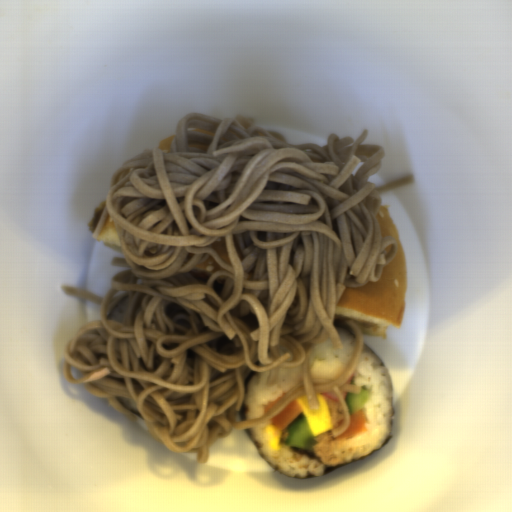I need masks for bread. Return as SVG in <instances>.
<instances>
[{"label":"bread","instance_id":"8d2b1439","mask_svg":"<svg viewBox=\"0 0 512 512\" xmlns=\"http://www.w3.org/2000/svg\"><path fill=\"white\" fill-rule=\"evenodd\" d=\"M376 217L382 238L391 236L395 239L397 254L383 267L377 282L345 288L335 308L333 324L342 327L343 322L354 321L362 336L386 338L388 328H400L403 323L406 264L401 239L389 210L381 204Z\"/></svg>","mask_w":512,"mask_h":512},{"label":"bread","instance_id":"cb027b5d","mask_svg":"<svg viewBox=\"0 0 512 512\" xmlns=\"http://www.w3.org/2000/svg\"><path fill=\"white\" fill-rule=\"evenodd\" d=\"M96 241L122 254L120 237L110 215L108 216Z\"/></svg>","mask_w":512,"mask_h":512},{"label":"bread","instance_id":"b6be36c0","mask_svg":"<svg viewBox=\"0 0 512 512\" xmlns=\"http://www.w3.org/2000/svg\"><path fill=\"white\" fill-rule=\"evenodd\" d=\"M218 270L225 269L215 258L209 255L205 261L194 266L188 273L192 274L195 278L201 279L206 284L208 278Z\"/></svg>","mask_w":512,"mask_h":512},{"label":"bread","instance_id":"2504dc21","mask_svg":"<svg viewBox=\"0 0 512 512\" xmlns=\"http://www.w3.org/2000/svg\"><path fill=\"white\" fill-rule=\"evenodd\" d=\"M211 248L219 255L222 262L231 266V261L226 249V242H225V236H221L220 240L218 242H214L210 244Z\"/></svg>","mask_w":512,"mask_h":512},{"label":"bread","instance_id":"c6332bfd","mask_svg":"<svg viewBox=\"0 0 512 512\" xmlns=\"http://www.w3.org/2000/svg\"><path fill=\"white\" fill-rule=\"evenodd\" d=\"M175 134L170 135L166 139L157 144L155 148H161L165 153H170L171 143Z\"/></svg>","mask_w":512,"mask_h":512},{"label":"bread","instance_id":"23157a8e","mask_svg":"<svg viewBox=\"0 0 512 512\" xmlns=\"http://www.w3.org/2000/svg\"><path fill=\"white\" fill-rule=\"evenodd\" d=\"M235 120L237 123H239L242 127H245V128H249L251 127L252 125H256L254 124L249 118H238V119H233Z\"/></svg>","mask_w":512,"mask_h":512},{"label":"bread","instance_id":"bc739cc2","mask_svg":"<svg viewBox=\"0 0 512 512\" xmlns=\"http://www.w3.org/2000/svg\"><path fill=\"white\" fill-rule=\"evenodd\" d=\"M188 147H193V148H200V149H203V150H207V147L208 145H205V144H202V143H198V142H194V141H188L187 143Z\"/></svg>","mask_w":512,"mask_h":512},{"label":"bread","instance_id":"060463e7","mask_svg":"<svg viewBox=\"0 0 512 512\" xmlns=\"http://www.w3.org/2000/svg\"><path fill=\"white\" fill-rule=\"evenodd\" d=\"M187 130H188V131H194V132L205 133V134L210 135V136H212V137H213V134H214V132H212V131H209V130L204 129V128H199V127H198V128H194V129H187Z\"/></svg>","mask_w":512,"mask_h":512},{"label":"bread","instance_id":"4d368bfe","mask_svg":"<svg viewBox=\"0 0 512 512\" xmlns=\"http://www.w3.org/2000/svg\"><path fill=\"white\" fill-rule=\"evenodd\" d=\"M267 130H268V129H267ZM268 132L270 133V135H271V136H273V137H275V138H277V139L283 140V141L287 142L288 144L292 145L291 143H289V142L285 139V137H284L283 135H281V134H279V133H277V132H275V131H271V130H268Z\"/></svg>","mask_w":512,"mask_h":512}]
</instances>
